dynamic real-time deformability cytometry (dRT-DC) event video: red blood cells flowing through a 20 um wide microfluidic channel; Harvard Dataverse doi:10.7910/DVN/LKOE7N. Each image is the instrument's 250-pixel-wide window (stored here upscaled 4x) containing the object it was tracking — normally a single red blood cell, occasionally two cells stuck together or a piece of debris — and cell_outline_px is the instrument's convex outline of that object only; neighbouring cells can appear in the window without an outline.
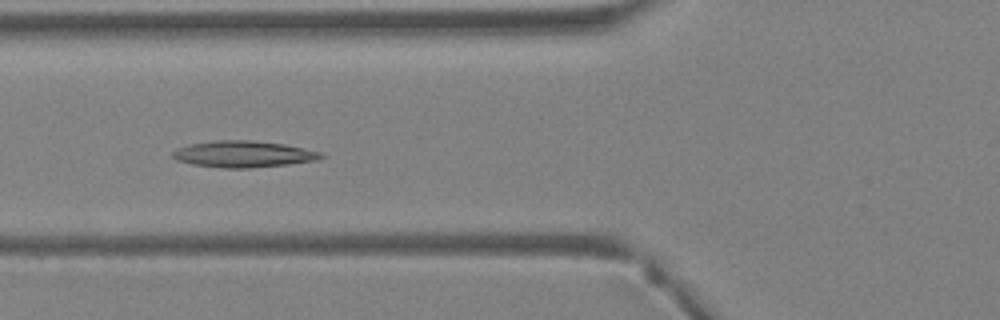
{"species": "Egyptian fruit bat (a non-hibernating species)", "species_latin": "Rousettus aegyptiacus", "temperature_condition": "warm", "stored_images_in_passage": 36, "camera_frame_rate_fps": 3000, "um_per_image_px": 0.085, "animal": {"sex": "female"}, "frame": {"image": 1, "passage_image": 11, "time_ms": 3.333, "image_size_px": [1000, 320], "cell_outline_px": [[324, 156], [316, 160], [288, 164], [248, 168], [224, 168], [192, 164], [176, 160], [172, 156], [172, 152], [176, 148], [188, 144], [216, 140], [252, 140], [284, 144], [324, 152]], "centroid_in_image_um": [20.67, 13.09], "position_along_channel_um": 105.1, "area_um2": 22.95}}
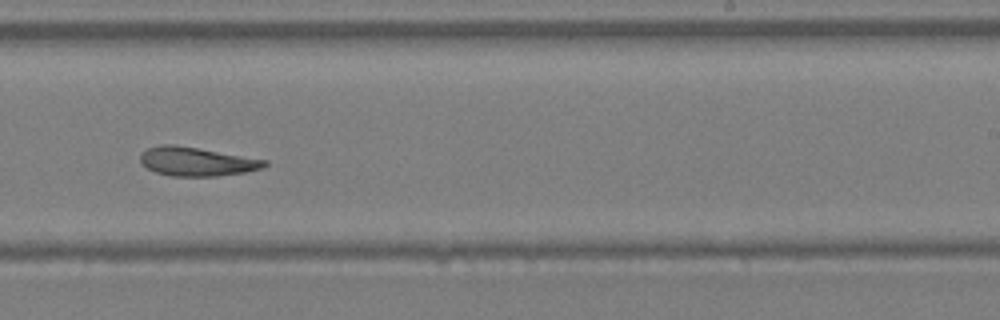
{"frame": {"image": 2, "passage_image": 21, "time_ms": 6.667, "image_size_px": [1000, 320], "cell_outline_px": [[268, 164], [264, 168], [244, 172], [216, 176], [172, 176], [156, 172], [148, 168], [140, 160], [140, 152], [148, 148], [164, 144], [172, 144], [268, 160]], "centroid_in_image_um": [16.72, 13.73], "position_along_channel_um": 272.3, "area_um2": 20.63}}
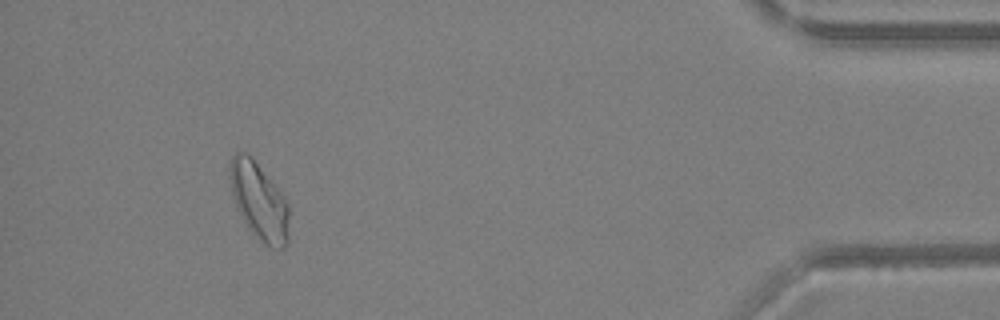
{"frame": {"image": 3, "passage_image": 33, "time_ms": 10.667, "image_size_px": [1000, 320], "cell_outline_px": [[288, 244], [284, 248], [272, 248], [264, 244], [248, 228], [240, 216], [232, 196], [228, 176], [228, 164], [232, 156], [236, 152], [248, 152], [284, 196], [288, 204]], "centroid_in_image_um": [21.99, 17.08], "position_along_channel_um": 413.2, "area_um2": 26.93}}